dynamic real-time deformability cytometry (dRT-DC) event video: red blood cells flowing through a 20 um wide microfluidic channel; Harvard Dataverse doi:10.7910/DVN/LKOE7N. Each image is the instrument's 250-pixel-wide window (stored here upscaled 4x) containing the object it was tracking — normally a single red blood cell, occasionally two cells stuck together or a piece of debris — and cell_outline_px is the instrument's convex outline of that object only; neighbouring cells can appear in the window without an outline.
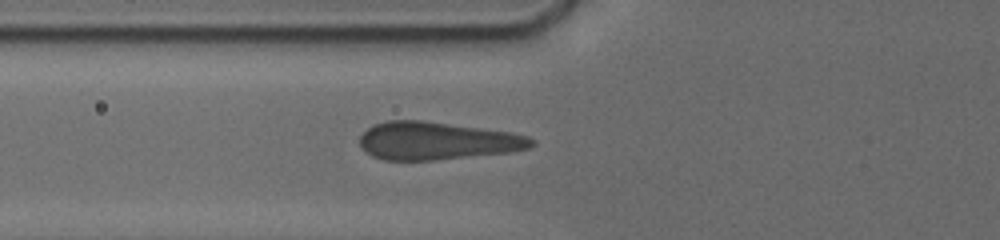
{"species": "human", "species_latin": "Homo sapiens", "temperature_condition": "cold", "stored_images_in_passage": 6, "camera_frame_rate_fps": 3000, "um_per_image_px": 0.085, "donor": {"sex": "male"}, "frame": {"image": 1, "passage_image": 6, "time_ms": 3.667, "image_size_px": [1000, 240], "cell_outline_px": [[536, 144], [528, 148], [512, 152], [432, 160], [384, 160], [372, 156], [360, 144], [360, 136], [372, 124], [388, 120], [420, 120], [480, 128], [508, 132], [528, 136], [536, 140]], "centroid_in_image_um": [37.15, 11.97], "position_along_channel_um": 88.6, "area_um2": 37.63}}